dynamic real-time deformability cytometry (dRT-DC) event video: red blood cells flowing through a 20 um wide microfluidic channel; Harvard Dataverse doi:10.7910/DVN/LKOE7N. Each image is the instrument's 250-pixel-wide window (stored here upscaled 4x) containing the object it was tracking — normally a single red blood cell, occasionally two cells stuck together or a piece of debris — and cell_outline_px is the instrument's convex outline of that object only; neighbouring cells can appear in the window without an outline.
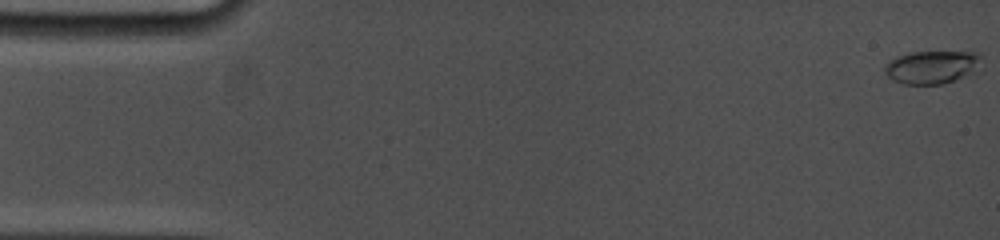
{"species": "common noctule bat (a hibernating species)", "species_latin": "Nyctalus noctula", "temperature_condition": "cold", "stored_images_in_passage": 10, "camera_frame_rate_fps": 5000, "um_per_image_px": 0.085, "animal": {"sex": "female", "body_mass_g": 19.0, "forearm_length_mm": 53.3}, "frame": {"image": 1, "passage_image": 1, "time_ms": 0.0, "image_size_px": [1000, 240], "cell_outline_px": [[984, 56], [976, 72], [944, 84], [904, 84], [892, 80], [884, 72], [884, 64], [888, 60], [896, 56], [912, 52], [972, 48], [980, 52]], "centroid_in_image_um": [79.32, 5.63], "position_along_channel_um": 5.7, "area_um2": 20.0}}
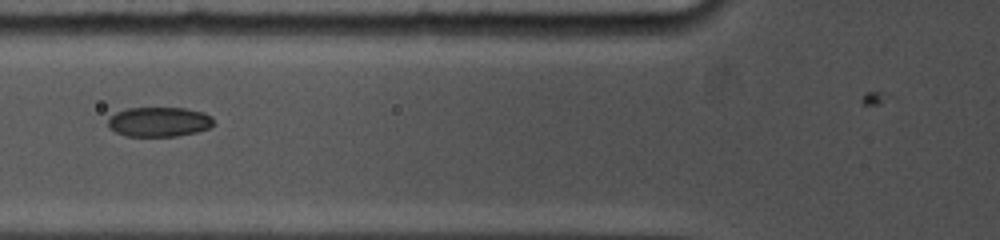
{"frame": {"image": 2, "passage_image": 7, "time_ms": 6.4, "image_size_px": [1000, 240], "cell_outline_px": [[216, 124], [208, 128], [196, 132], [176, 136], [124, 136], [108, 128], [108, 120], [116, 112], [128, 108], [184, 108], [204, 112], [212, 116]], "centroid_in_image_um": [13.54, 10.36], "position_along_channel_um": 112.3, "area_um2": 18.38}}
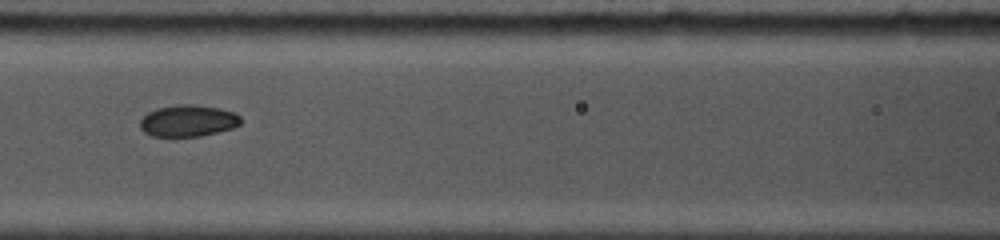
{"frame": {"image": 3, "passage_image": 8, "time_ms": 7.4, "image_size_px": [1000, 240], "cell_outline_px": [[240, 124], [232, 128], [200, 136], [152, 136], [144, 132], [140, 128], [140, 120], [148, 112], [156, 108], [180, 104], [196, 104], [236, 112], [240, 116]], "centroid_in_image_um": [15.97, 10.26], "position_along_channel_um": 150.6, "area_um2": 18.5}}